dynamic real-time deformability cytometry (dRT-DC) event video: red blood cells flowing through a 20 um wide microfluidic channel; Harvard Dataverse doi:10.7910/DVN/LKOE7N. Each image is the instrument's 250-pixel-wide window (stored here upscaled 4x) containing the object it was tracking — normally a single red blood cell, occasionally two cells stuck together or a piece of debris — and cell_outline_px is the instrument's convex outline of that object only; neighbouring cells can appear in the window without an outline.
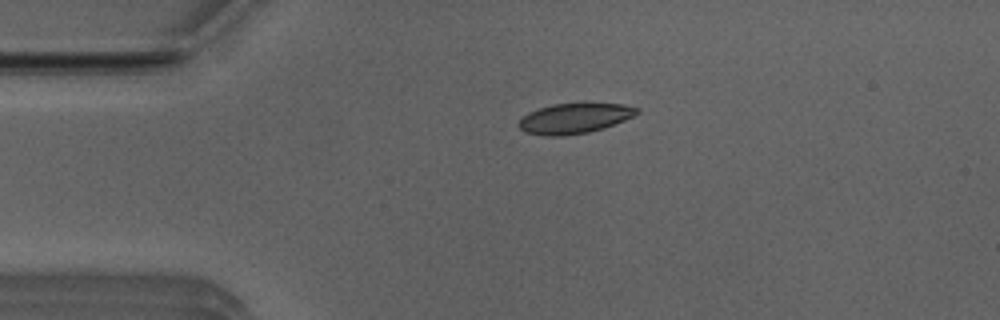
{"species": "Egyptian fruit bat (a non-hibernating species)", "species_latin": "Rousettus aegyptiacus", "temperature_condition": "room temperature", "stored_images_in_passage": 37, "camera_frame_rate_fps": 3000, "um_per_image_px": 0.085, "animal": {"sex": "male"}, "frame": {"image": 1, "passage_image": 3, "time_ms": 0.667, "image_size_px": [1000, 320], "cell_outline_px": [[640, 112], [624, 120], [604, 128], [588, 132], [564, 136], [544, 136], [524, 132], [516, 124], [528, 112], [552, 104], [624, 104], [640, 108]], "centroid_in_image_um": [48.81, 10.07], "position_along_channel_um": 36.2, "area_um2": 20.69}}
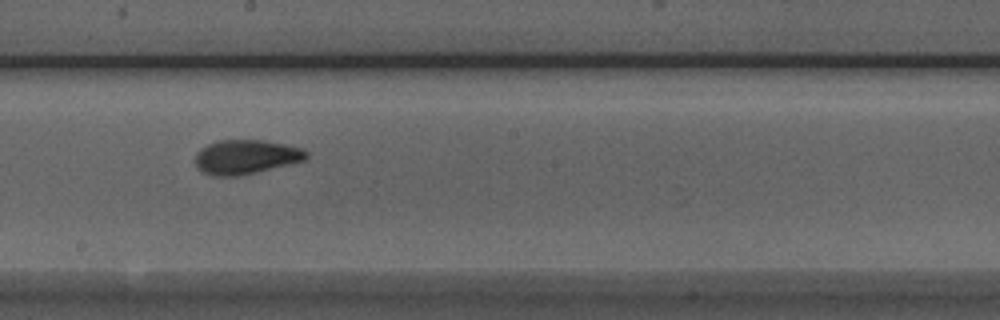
{"frame": {"image": 2, "passage_image": 20, "time_ms": 6.333, "image_size_px": [1000, 320], "cell_outline_px": [[308, 156], [304, 160], [288, 164], [236, 176], [216, 176], [204, 172], [196, 168], [196, 152], [200, 148], [216, 140], [260, 140], [284, 144], [304, 148], [308, 152]], "centroid_in_image_um": [20.88, 13.32], "position_along_channel_um": 227.3, "area_um2": 21.96}}
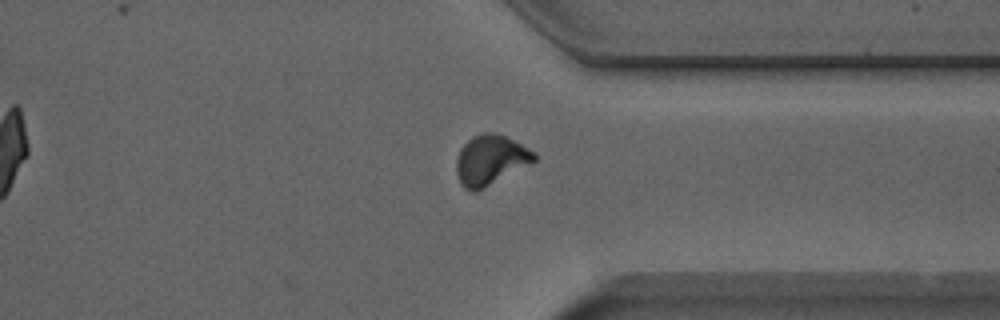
{"frame": {"image": 3, "passage_image": 31, "time_ms": 10.0, "image_size_px": [1000, 320], "cell_outline_px": [[536, 160], [484, 188], [476, 192], [472, 192], [464, 188], [460, 184], [456, 172], [456, 160], [460, 148], [472, 136], [484, 132], [496, 132], [536, 152]], "centroid_in_image_um": [41.65, 13.6], "position_along_channel_um": 369.8, "area_um2": 22.54}, "authors_computed_cell_mechanics": {"area_um2": 21.5594, "velocity_mm_per_s": 3.9513, "shape_relaxation_time_tau1_ms": 3.744, "shape_relaxation_time_tau2_ms": 1.3992, "deformation_change_tau1": 0.1412, "deformation_change_tau2": 0.0445}}